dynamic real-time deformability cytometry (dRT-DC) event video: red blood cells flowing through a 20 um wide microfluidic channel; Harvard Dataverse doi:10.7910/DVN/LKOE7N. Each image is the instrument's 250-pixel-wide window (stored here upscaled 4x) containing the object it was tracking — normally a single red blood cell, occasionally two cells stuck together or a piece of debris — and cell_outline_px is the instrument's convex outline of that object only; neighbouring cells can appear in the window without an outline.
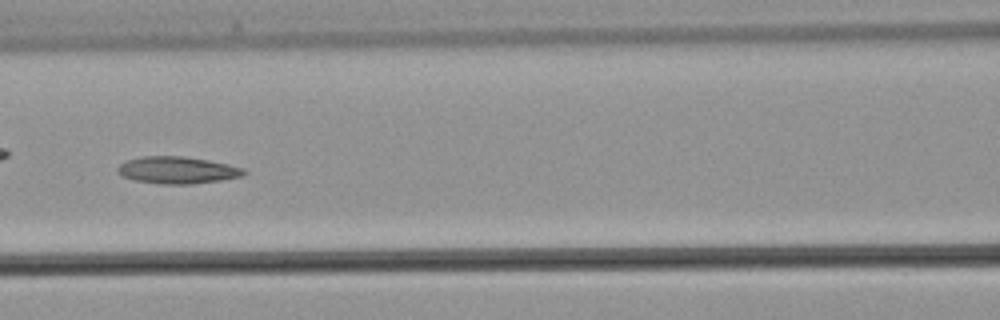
{"species": "common noctule bat (a hibernating species)", "species_latin": "Nyctalus noctula", "temperature_condition": "warm", "stored_images_in_passage": 45, "camera_frame_rate_fps": 3000, "um_per_image_px": 0.085, "animal": {"sex": "male", "body_mass_g": 21.5, "forearm_length_mm": 52.0}, "frame": {"image": 1, "passage_image": 20, "time_ms": 6.333, "image_size_px": [1000, 320], "cell_outline_px": [[248, 172], [244, 176], [220, 180], [192, 184], [160, 184], [136, 180], [124, 176], [116, 172], [116, 168], [120, 164], [128, 160], [144, 156], [184, 156], [208, 160], [228, 164], [244, 168]], "centroid_in_image_um": [15.11, 14.46], "position_along_channel_um": 151.5, "area_um2": 19.88}}